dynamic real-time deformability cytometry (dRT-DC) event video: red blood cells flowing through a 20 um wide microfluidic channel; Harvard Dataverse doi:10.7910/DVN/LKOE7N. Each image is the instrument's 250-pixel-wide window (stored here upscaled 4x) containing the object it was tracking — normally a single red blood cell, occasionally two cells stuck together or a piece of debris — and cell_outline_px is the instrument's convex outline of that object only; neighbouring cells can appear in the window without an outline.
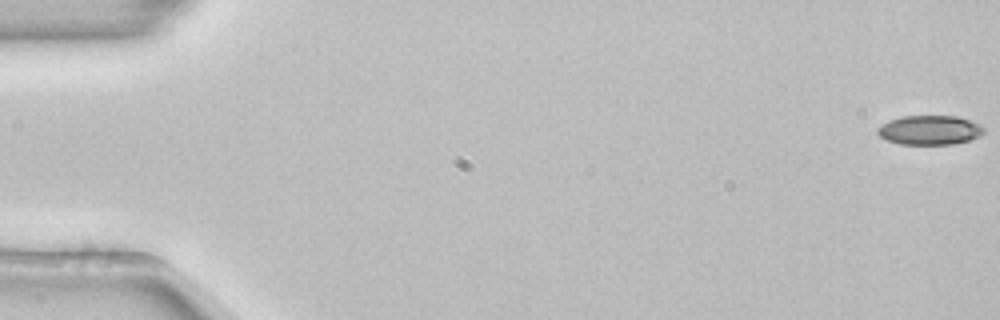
{"species": "common noctule bat (a hibernating species)", "species_latin": "Nyctalus noctula", "temperature_condition": "room temperature", "stored_images_in_passage": 11, "camera_frame_rate_fps": 3000, "um_per_image_px": 0.085, "animal": {"sex": "female", "body_mass_g": 22.7, "forearm_length_mm": 54.2}, "frame": {"image": 1, "passage_image": 1, "time_ms": 0.0, "image_size_px": [1000, 320], "cell_outline_px": [[984, 132], [980, 136], [968, 140], [952, 144], [900, 144], [884, 140], [876, 132], [876, 128], [880, 124], [888, 120], [900, 116], [956, 116], [980, 124], [984, 128]], "centroid_in_image_um": [78.96, 11.05], "position_along_channel_um": 6.0, "area_um2": 18.32}}